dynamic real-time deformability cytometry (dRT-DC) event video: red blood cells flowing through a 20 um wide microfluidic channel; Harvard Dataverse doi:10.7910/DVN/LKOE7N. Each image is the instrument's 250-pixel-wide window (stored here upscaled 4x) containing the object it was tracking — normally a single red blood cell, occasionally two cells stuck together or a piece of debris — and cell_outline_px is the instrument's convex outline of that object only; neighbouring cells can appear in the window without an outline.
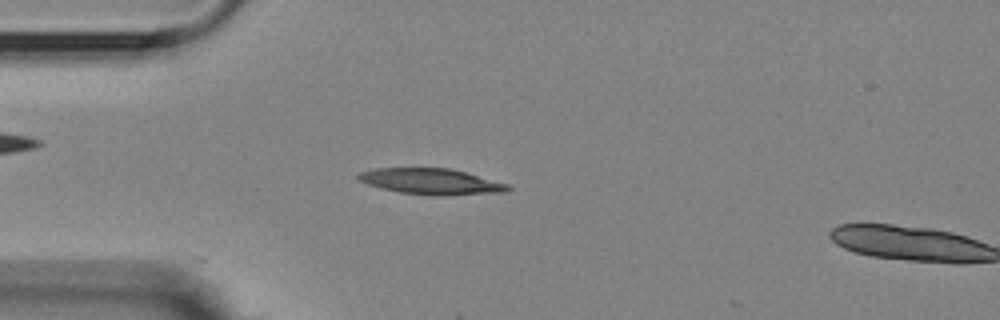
{"species": "Egyptian fruit bat (a non-hibernating species)", "species_latin": "Rousettus aegyptiacus", "temperature_condition": "room temperature", "stored_images_in_passage": 11, "camera_frame_rate_fps": 3000, "um_per_image_px": 0.085, "animal": {"sex": "female"}, "frame": {"image": 1, "passage_image": 10, "time_ms": 3.0, "image_size_px": [1000, 320], "cell_outline_px": [[512, 188], [508, 192], [448, 196], [440, 196], [400, 192], [368, 184], [360, 180], [356, 176], [360, 172], [376, 168], [448, 168], [464, 172], [508, 184]], "centroid_in_image_um": [36.7, 15.43], "position_along_channel_um": 48.3, "area_um2": 22.43}}